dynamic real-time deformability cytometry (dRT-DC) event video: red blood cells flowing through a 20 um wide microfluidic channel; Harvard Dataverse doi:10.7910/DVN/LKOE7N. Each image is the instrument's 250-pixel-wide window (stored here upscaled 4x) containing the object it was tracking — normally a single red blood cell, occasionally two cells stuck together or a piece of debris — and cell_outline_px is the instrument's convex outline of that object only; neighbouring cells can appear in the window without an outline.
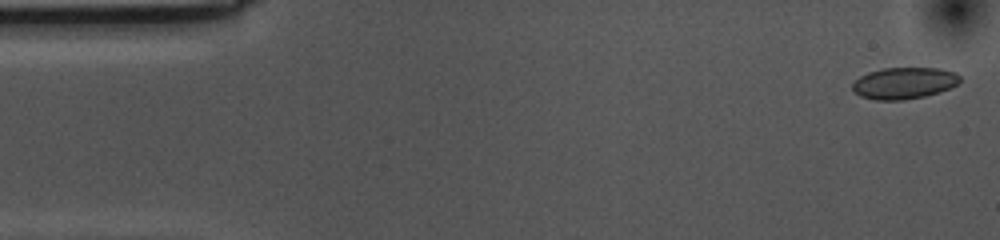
{"species": "common noctule bat (a hibernating species)", "species_latin": "Nyctalus noctula", "temperature_condition": "cold", "stored_images_in_passage": 54, "camera_frame_rate_fps": 3000, "um_per_image_px": 0.085, "animal": {"sex": "female", "body_mass_g": 10.0, "forearm_length_mm": 53.1}, "frame": {"image": 1, "passage_image": 1, "time_ms": 0.0, "image_size_px": [1000, 240], "cell_outline_px": [[960, 80], [956, 84], [948, 88], [924, 96], [904, 100], [876, 100], [860, 96], [852, 92], [852, 84], [860, 76], [868, 72], [884, 68], [940, 68], [956, 72], [960, 76]], "centroid_in_image_um": [76.81, 7.06], "position_along_channel_um": 8.2, "area_um2": 19.71}}
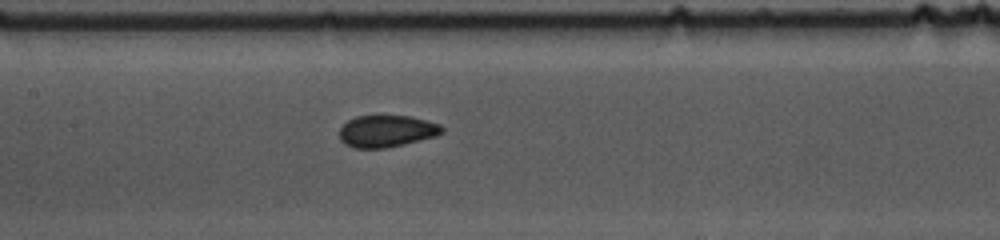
{"frame": {"image": 2, "passage_image": 24, "time_ms": 7.667, "image_size_px": [1000, 240], "cell_outline_px": [[444, 132], [436, 136], [388, 148], [356, 148], [344, 144], [340, 140], [340, 128], [348, 120], [356, 116], [408, 116], [428, 120], [440, 124], [444, 128]], "centroid_in_image_um": [32.88, 11.15], "position_along_channel_um": 174.5, "area_um2": 19.13}}
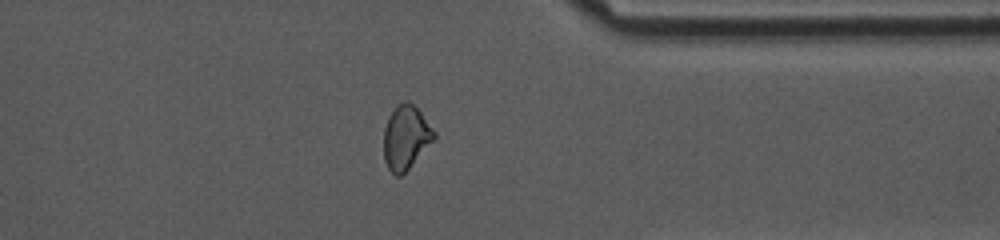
{"frame": {"image": 3, "passage_image": 42, "time_ms": 13.667, "image_size_px": [1000, 240], "cell_outline_px": [[436, 136], [408, 168], [400, 176], [396, 176], [388, 168], [384, 160], [384, 128], [388, 116], [396, 104], [404, 100], [408, 100], [420, 112], [436, 132]], "centroid_in_image_um": [34.46, 11.64], "position_along_channel_um": 376.9, "area_um2": 18.5}, "authors_computed_cell_mechanics": {"area_um2": 19.7676, "velocity_mm_per_s": 3.5569, "shape_relaxation_time_tau1_ms": null, "shape_relaxation_time_tau2_ms": 1.749, "deformation_change_tau1": null, "deformation_change_tau2": 0.062}}